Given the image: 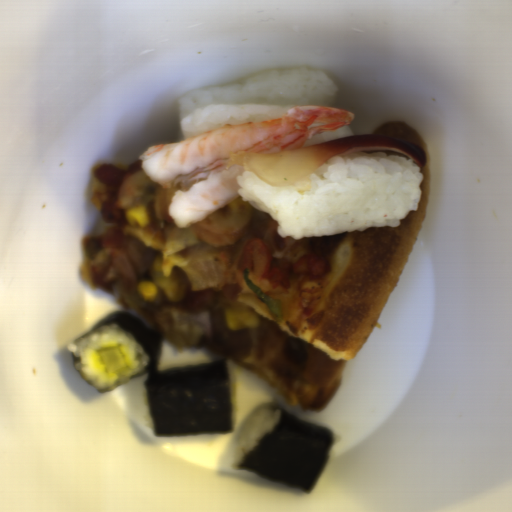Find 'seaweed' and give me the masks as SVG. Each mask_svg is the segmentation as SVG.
Returning a JSON list of instances; mask_svg holds the SVG:
<instances>
[{
    "label": "seaweed",
    "instance_id": "2",
    "mask_svg": "<svg viewBox=\"0 0 512 512\" xmlns=\"http://www.w3.org/2000/svg\"><path fill=\"white\" fill-rule=\"evenodd\" d=\"M280 416L272 432L264 435L247 454L240 469L255 472L290 488L311 491L328 459L335 435L277 405Z\"/></svg>",
    "mask_w": 512,
    "mask_h": 512
},
{
    "label": "seaweed",
    "instance_id": "1",
    "mask_svg": "<svg viewBox=\"0 0 512 512\" xmlns=\"http://www.w3.org/2000/svg\"><path fill=\"white\" fill-rule=\"evenodd\" d=\"M104 324L125 330L148 357L144 369L131 379L146 374L144 387L154 435L232 432L228 363L220 360L158 370L161 337L139 314L115 310L80 337Z\"/></svg>",
    "mask_w": 512,
    "mask_h": 512
}]
</instances>
